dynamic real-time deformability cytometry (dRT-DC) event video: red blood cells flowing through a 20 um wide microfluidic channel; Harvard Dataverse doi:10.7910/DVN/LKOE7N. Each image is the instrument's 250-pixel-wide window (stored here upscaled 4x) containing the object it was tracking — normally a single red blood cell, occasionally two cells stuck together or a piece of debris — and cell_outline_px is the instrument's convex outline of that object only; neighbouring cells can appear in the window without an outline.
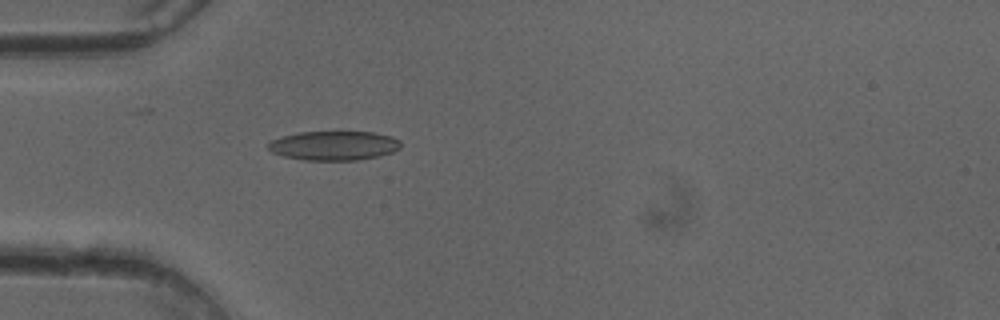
{"species": "common noctule bat (a hibernating species)", "species_latin": "Nyctalus noctula", "temperature_condition": "cold", "stored_images_in_passage": 50, "camera_frame_rate_fps": 3000, "um_per_image_px": 0.085, "animal": {"sex": "female"}, "frame": {"image": 1, "passage_image": 15, "time_ms": 4.667, "image_size_px": [1000, 320], "cell_outline_px": [[400, 148], [392, 152], [380, 156], [356, 160], [304, 160], [284, 156], [272, 152], [268, 148], [268, 144], [272, 140], [284, 136], [300, 132], [340, 128], [372, 132], [392, 136], [400, 140]], "centroid_in_image_um": [28.42, 12.32], "position_along_channel_um": 56.6, "area_um2": 23.52}}
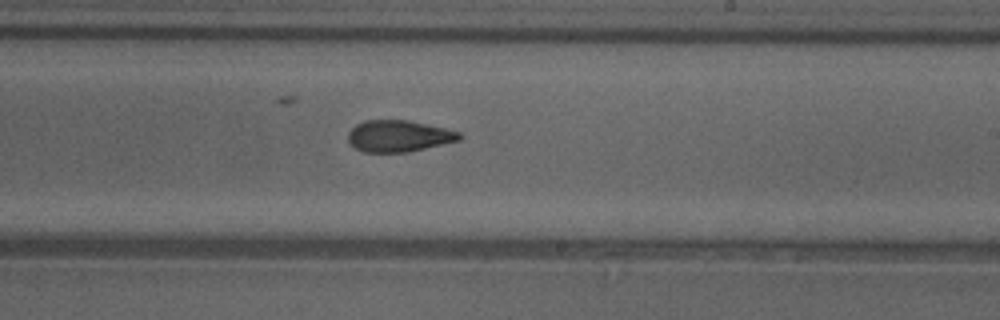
{"frame": {"image": 2, "passage_image": 30, "time_ms": 9.667, "image_size_px": [1000, 320], "cell_outline_px": [[464, 136], [460, 140], [408, 152], [364, 152], [356, 148], [348, 140], [348, 132], [356, 124], [364, 120], [408, 120], [444, 128], [460, 132]], "centroid_in_image_um": [33.9, 11.56], "position_along_channel_um": 255.1, "area_um2": 20.4}}
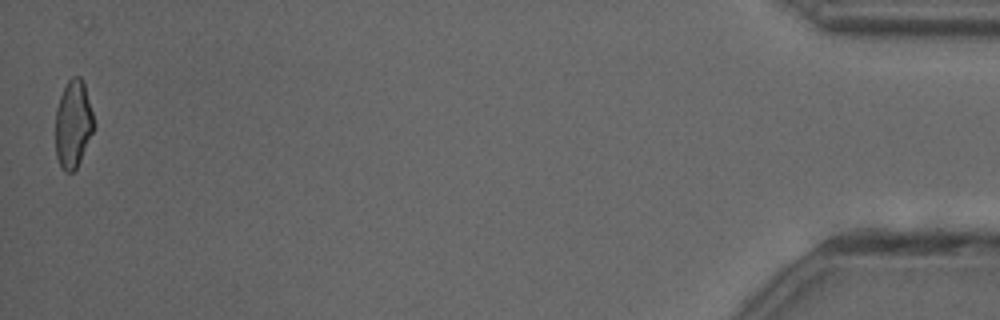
{"frame": {"image": 3, "passage_image": 50, "time_ms": 16.333, "image_size_px": [1000, 320], "cell_outline_px": [[96, 128], [76, 168], [72, 172], [64, 172], [60, 168], [56, 156], [56, 108], [60, 96], [68, 80], [72, 76], [80, 76], [84, 84], [96, 124]], "centroid_in_image_um": [6.23, 10.57], "position_along_channel_um": 429.0, "area_um2": 19.83}, "authors_computed_cell_mechanics": {"area_um2": 21.097, "velocity_mm_per_s": 4.0739, "shape_relaxation_time_tau1_ms": 5.7081, "shape_relaxation_time_tau2_ms": 2.6684, "deformation_change_tau1": 0.1554, "deformation_change_tau2": 0.096}}